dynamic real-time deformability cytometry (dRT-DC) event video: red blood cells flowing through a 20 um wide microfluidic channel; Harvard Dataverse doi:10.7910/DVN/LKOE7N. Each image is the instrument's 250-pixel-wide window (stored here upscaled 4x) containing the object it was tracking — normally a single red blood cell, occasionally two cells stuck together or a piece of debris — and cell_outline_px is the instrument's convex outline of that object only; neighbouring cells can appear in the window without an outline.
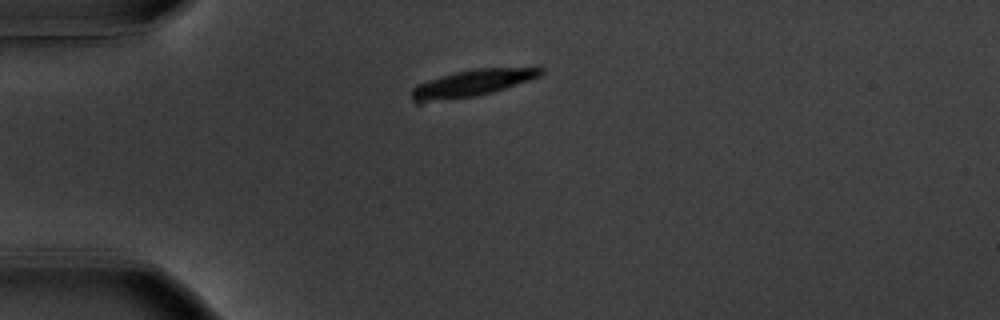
{"species": "common noctule bat (a hibernating species)", "species_latin": "Nyctalus noctula", "temperature_condition": "warm", "stored_images_in_passage": 17, "camera_frame_rate_fps": 3000, "um_per_image_px": 0.085, "animal": {"sex": "male", "body_mass_g": 20.1, "forearm_length_mm": 53.5}, "frame": {"image": 1, "passage_image": 1, "time_ms": 0.0, "image_size_px": [1000, 320], "cell_outline_px": [[544, 72], [540, 76], [492, 92], [476, 96], [420, 104], [416, 104], [412, 100], [412, 88], [416, 84], [452, 72], [472, 68], [544, 68]], "centroid_in_image_um": [40.01, 7.09], "position_along_channel_um": 45.0, "area_um2": 20.29}}
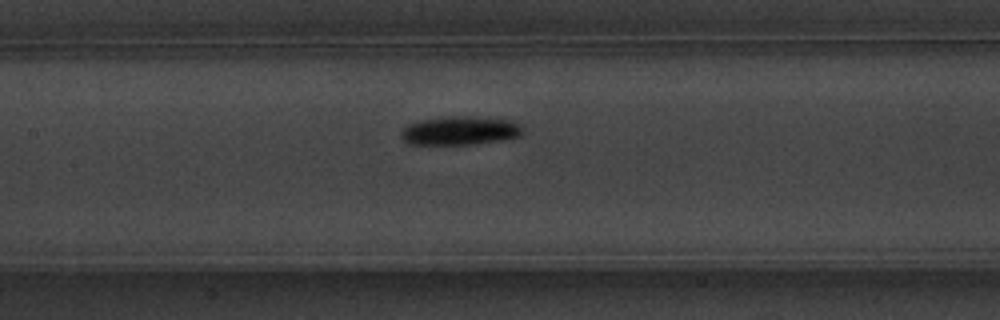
{"frame": {"image": 2, "passage_image": 13, "time_ms": 4.0, "image_size_px": [1000, 320], "cell_outline_px": [[520, 136], [500, 140], [468, 144], [408, 144], [400, 136], [400, 132], [408, 124], [424, 120], [504, 120], [516, 124], [520, 128]], "centroid_in_image_um": [38.98, 11.19], "position_along_channel_um": 168.4, "area_um2": 18.21}}